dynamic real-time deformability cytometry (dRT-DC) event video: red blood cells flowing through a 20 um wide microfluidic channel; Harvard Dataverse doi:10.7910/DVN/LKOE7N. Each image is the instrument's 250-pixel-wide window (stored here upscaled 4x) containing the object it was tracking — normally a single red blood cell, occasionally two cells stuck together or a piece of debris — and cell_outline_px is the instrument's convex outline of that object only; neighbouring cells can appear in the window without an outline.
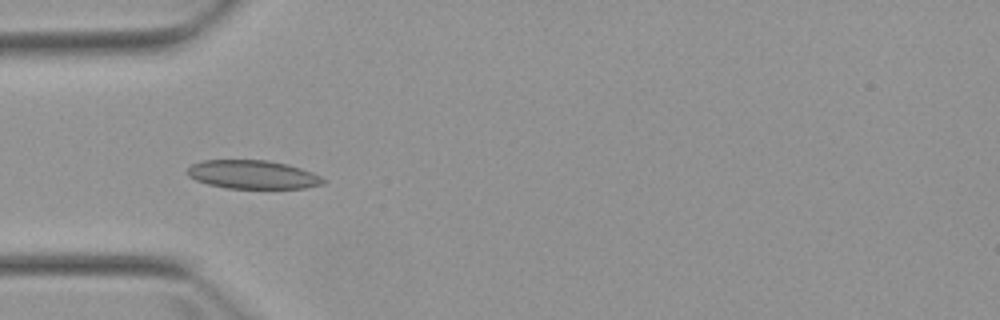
{"species": "Egyptian fruit bat (a non-hibernating species)", "species_latin": "Rousettus aegyptiacus", "temperature_condition": "warm", "stored_images_in_passage": 5, "camera_frame_rate_fps": 3000, "um_per_image_px": 0.085, "animal": {"sex": "female"}, "frame": {"image": 1, "passage_image": 4, "time_ms": 4.333, "image_size_px": [1000, 320], "cell_outline_px": [[324, 184], [304, 188], [228, 188], [208, 184], [196, 180], [188, 176], [188, 168], [192, 164], [204, 160], [268, 160], [288, 164], [312, 172], [320, 176], [324, 180]], "centroid_in_image_um": [21.49, 14.83], "position_along_channel_um": 63.5, "area_um2": 22.48}}
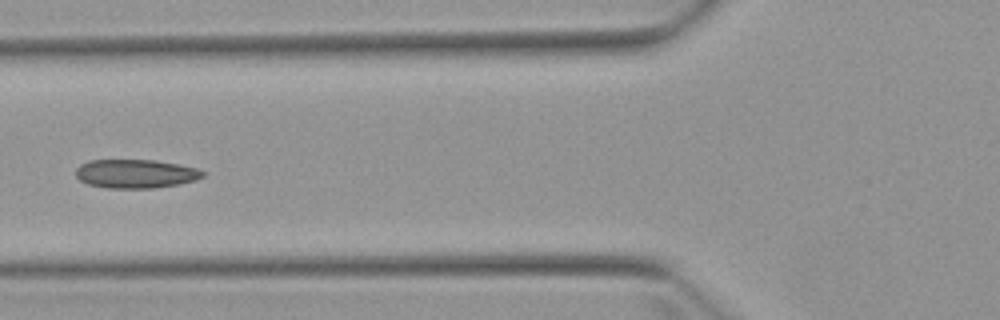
{"frame": {"image": 2, "passage_image": 5, "time_ms": 5.667, "image_size_px": [1000, 320], "cell_outline_px": [[208, 172], [204, 176], [196, 180], [156, 188], [108, 188], [88, 184], [80, 180], [76, 176], [76, 168], [80, 164], [88, 160], [156, 160], [196, 168]], "centroid_in_image_um": [11.53, 14.76], "position_along_channel_um": 114.3, "area_um2": 21.33}}